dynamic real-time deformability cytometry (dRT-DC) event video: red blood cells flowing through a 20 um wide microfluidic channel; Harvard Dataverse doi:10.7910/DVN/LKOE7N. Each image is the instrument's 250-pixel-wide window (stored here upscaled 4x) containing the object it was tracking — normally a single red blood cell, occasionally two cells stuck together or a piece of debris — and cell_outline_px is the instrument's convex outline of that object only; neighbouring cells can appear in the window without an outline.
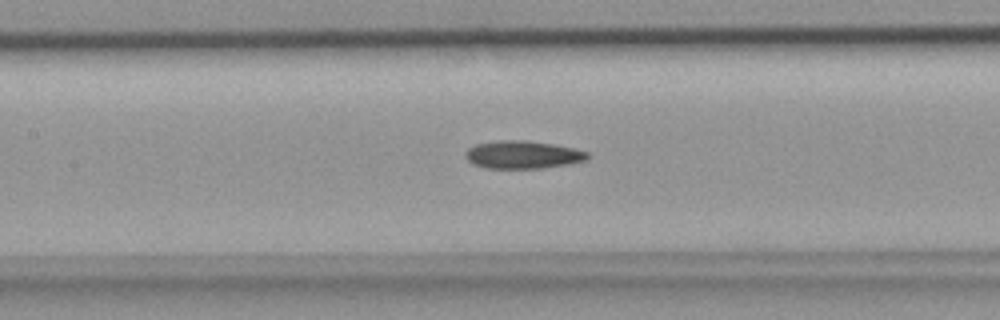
{"species": "common noctule bat (a hibernating species)", "species_latin": "Nyctalus noctula", "temperature_condition": "room temperature", "stored_images_in_passage": 41, "camera_frame_rate_fps": 3000, "um_per_image_px": 0.085, "animal": {"sex": "female", "body_mass_g": 18.4}, "frame": {"image": 1, "passage_image": 18, "time_ms": 5.667, "image_size_px": [1000, 320], "cell_outline_px": [[592, 156], [588, 160], [572, 164], [540, 168], [484, 168], [472, 164], [464, 156], [464, 152], [468, 148], [476, 144], [496, 140], [528, 140], [576, 148], [588, 152]], "centroid_in_image_um": [44.46, 13.15], "position_along_channel_um": 162.9, "area_um2": 20.23}}
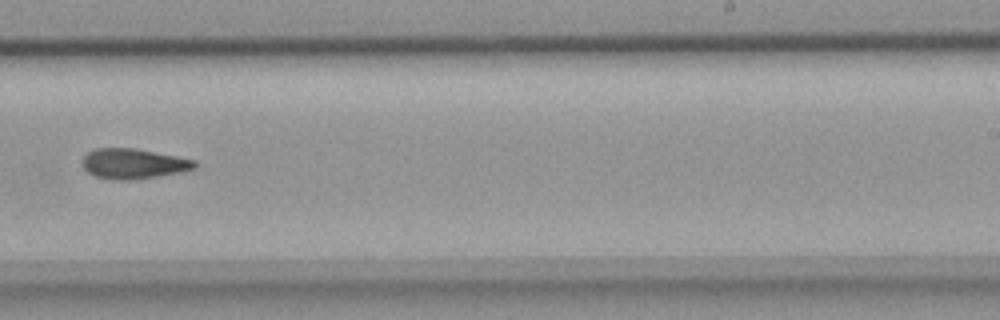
{"frame": {"image": 2, "passage_image": 25, "time_ms": 8.0, "image_size_px": [1000, 320], "cell_outline_px": [[200, 164], [196, 168], [180, 172], [132, 180], [112, 180], [96, 176], [88, 172], [84, 168], [84, 156], [88, 152], [96, 148], [136, 148], [196, 160]], "centroid_in_image_um": [11.38, 13.91], "position_along_channel_um": 277.6, "area_um2": 19.71}}
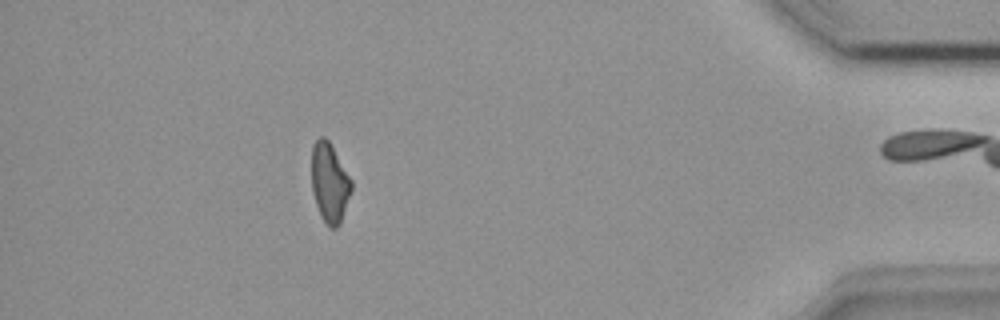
{"frame": {"image": 3, "passage_image": 36, "time_ms": 11.667, "image_size_px": [1000, 320], "cell_outline_px": [[352, 188], [340, 224], [336, 228], [328, 228], [320, 216], [312, 192], [312, 144], [320, 136], [324, 136], [328, 140], [352, 180]], "centroid_in_image_um": [28.0, 15.55], "position_along_channel_um": 407.2, "area_um2": 18.44}}